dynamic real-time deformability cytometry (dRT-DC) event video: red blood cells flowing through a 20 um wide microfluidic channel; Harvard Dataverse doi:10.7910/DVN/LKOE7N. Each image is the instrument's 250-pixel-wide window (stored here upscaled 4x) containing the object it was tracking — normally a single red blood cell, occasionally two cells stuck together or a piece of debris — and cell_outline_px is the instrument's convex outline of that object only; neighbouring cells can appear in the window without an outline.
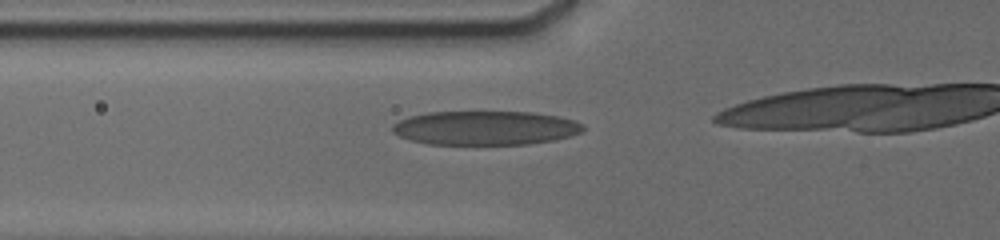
{"species": "human", "species_latin": "Homo sapiens", "temperature_condition": "cold", "stored_images_in_passage": 15, "camera_frame_rate_fps": 3000, "um_per_image_px": 0.085, "donor": {"sex": "male"}, "frame": {"image": 1, "passage_image": 13, "time_ms": 5.0, "image_size_px": [1000, 240], "cell_outline_px": [[584, 132], [556, 140], [528, 144], [428, 144], [412, 140], [400, 136], [392, 132], [392, 124], [408, 116], [428, 112], [532, 112], [556, 116], [576, 120], [584, 124]], "centroid_in_image_um": [41.29, 10.87], "position_along_channel_um": 84.5, "area_um2": 38.03}}